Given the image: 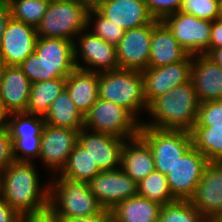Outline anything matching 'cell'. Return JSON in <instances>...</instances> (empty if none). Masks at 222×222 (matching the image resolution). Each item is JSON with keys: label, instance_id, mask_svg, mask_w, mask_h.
Segmentation results:
<instances>
[{"label": "cell", "instance_id": "cell-1", "mask_svg": "<svg viewBox=\"0 0 222 222\" xmlns=\"http://www.w3.org/2000/svg\"><path fill=\"white\" fill-rule=\"evenodd\" d=\"M34 164L14 161L0 173V195L19 215L49 208V185L40 188Z\"/></svg>", "mask_w": 222, "mask_h": 222}, {"label": "cell", "instance_id": "cell-2", "mask_svg": "<svg viewBox=\"0 0 222 222\" xmlns=\"http://www.w3.org/2000/svg\"><path fill=\"white\" fill-rule=\"evenodd\" d=\"M199 105L200 102L190 80L155 98L147 109L154 120L148 123L142 122L141 126L190 132L197 122Z\"/></svg>", "mask_w": 222, "mask_h": 222}, {"label": "cell", "instance_id": "cell-3", "mask_svg": "<svg viewBox=\"0 0 222 222\" xmlns=\"http://www.w3.org/2000/svg\"><path fill=\"white\" fill-rule=\"evenodd\" d=\"M58 176V180L53 177L49 182V208L59 219L88 217L104 210L88 182Z\"/></svg>", "mask_w": 222, "mask_h": 222}, {"label": "cell", "instance_id": "cell-4", "mask_svg": "<svg viewBox=\"0 0 222 222\" xmlns=\"http://www.w3.org/2000/svg\"><path fill=\"white\" fill-rule=\"evenodd\" d=\"M98 94L107 100L129 110L136 118L140 110L148 109L144 96V82L141 71L116 69L100 72Z\"/></svg>", "mask_w": 222, "mask_h": 222}, {"label": "cell", "instance_id": "cell-5", "mask_svg": "<svg viewBox=\"0 0 222 222\" xmlns=\"http://www.w3.org/2000/svg\"><path fill=\"white\" fill-rule=\"evenodd\" d=\"M88 12L74 0H51L46 13L36 27L38 37L75 41L87 29Z\"/></svg>", "mask_w": 222, "mask_h": 222}, {"label": "cell", "instance_id": "cell-6", "mask_svg": "<svg viewBox=\"0 0 222 222\" xmlns=\"http://www.w3.org/2000/svg\"><path fill=\"white\" fill-rule=\"evenodd\" d=\"M139 122L126 108L98 98L84 115L83 128L127 140L139 135L141 127Z\"/></svg>", "mask_w": 222, "mask_h": 222}, {"label": "cell", "instance_id": "cell-7", "mask_svg": "<svg viewBox=\"0 0 222 222\" xmlns=\"http://www.w3.org/2000/svg\"><path fill=\"white\" fill-rule=\"evenodd\" d=\"M139 136L149 145L152 151L155 171L164 175L192 146L191 134L185 130L141 126Z\"/></svg>", "mask_w": 222, "mask_h": 222}, {"label": "cell", "instance_id": "cell-8", "mask_svg": "<svg viewBox=\"0 0 222 222\" xmlns=\"http://www.w3.org/2000/svg\"><path fill=\"white\" fill-rule=\"evenodd\" d=\"M210 161L191 146L166 174L169 189L176 200L189 201Z\"/></svg>", "mask_w": 222, "mask_h": 222}, {"label": "cell", "instance_id": "cell-9", "mask_svg": "<svg viewBox=\"0 0 222 222\" xmlns=\"http://www.w3.org/2000/svg\"><path fill=\"white\" fill-rule=\"evenodd\" d=\"M162 22L191 56L203 54L209 48L212 21L178 11L166 16Z\"/></svg>", "mask_w": 222, "mask_h": 222}, {"label": "cell", "instance_id": "cell-10", "mask_svg": "<svg viewBox=\"0 0 222 222\" xmlns=\"http://www.w3.org/2000/svg\"><path fill=\"white\" fill-rule=\"evenodd\" d=\"M87 32L85 33L83 30L78 34L79 44L77 45L80 48L76 45L77 41H74L73 49L76 68L97 73L119 69L116 46L104 41L92 32ZM79 55L84 60V63H87V67L86 65H80L78 60Z\"/></svg>", "mask_w": 222, "mask_h": 222}, {"label": "cell", "instance_id": "cell-11", "mask_svg": "<svg viewBox=\"0 0 222 222\" xmlns=\"http://www.w3.org/2000/svg\"><path fill=\"white\" fill-rule=\"evenodd\" d=\"M158 22L154 19L150 24L125 31L116 45L120 69L142 71L148 68L153 27Z\"/></svg>", "mask_w": 222, "mask_h": 222}, {"label": "cell", "instance_id": "cell-12", "mask_svg": "<svg viewBox=\"0 0 222 222\" xmlns=\"http://www.w3.org/2000/svg\"><path fill=\"white\" fill-rule=\"evenodd\" d=\"M209 222L222 219V162H210L189 200Z\"/></svg>", "mask_w": 222, "mask_h": 222}, {"label": "cell", "instance_id": "cell-13", "mask_svg": "<svg viewBox=\"0 0 222 222\" xmlns=\"http://www.w3.org/2000/svg\"><path fill=\"white\" fill-rule=\"evenodd\" d=\"M80 130L45 124L41 133L40 154L45 167L60 172L78 143Z\"/></svg>", "mask_w": 222, "mask_h": 222}, {"label": "cell", "instance_id": "cell-14", "mask_svg": "<svg viewBox=\"0 0 222 222\" xmlns=\"http://www.w3.org/2000/svg\"><path fill=\"white\" fill-rule=\"evenodd\" d=\"M88 183L99 203L109 211L121 201L137 195V183L121 169L101 171Z\"/></svg>", "mask_w": 222, "mask_h": 222}, {"label": "cell", "instance_id": "cell-15", "mask_svg": "<svg viewBox=\"0 0 222 222\" xmlns=\"http://www.w3.org/2000/svg\"><path fill=\"white\" fill-rule=\"evenodd\" d=\"M37 39L35 27L10 18L0 44V61L6 66H19L34 53Z\"/></svg>", "mask_w": 222, "mask_h": 222}, {"label": "cell", "instance_id": "cell-16", "mask_svg": "<svg viewBox=\"0 0 222 222\" xmlns=\"http://www.w3.org/2000/svg\"><path fill=\"white\" fill-rule=\"evenodd\" d=\"M192 56L186 61L142 70L144 96L149 105L155 98L166 94L176 86L185 84L191 78Z\"/></svg>", "mask_w": 222, "mask_h": 222}, {"label": "cell", "instance_id": "cell-17", "mask_svg": "<svg viewBox=\"0 0 222 222\" xmlns=\"http://www.w3.org/2000/svg\"><path fill=\"white\" fill-rule=\"evenodd\" d=\"M74 41L38 37L35 53L47 65V81L66 78L75 68Z\"/></svg>", "mask_w": 222, "mask_h": 222}, {"label": "cell", "instance_id": "cell-18", "mask_svg": "<svg viewBox=\"0 0 222 222\" xmlns=\"http://www.w3.org/2000/svg\"><path fill=\"white\" fill-rule=\"evenodd\" d=\"M125 140L110 134L90 133L85 128L80 130L78 136V143L89 152L101 171L120 169Z\"/></svg>", "mask_w": 222, "mask_h": 222}, {"label": "cell", "instance_id": "cell-19", "mask_svg": "<svg viewBox=\"0 0 222 222\" xmlns=\"http://www.w3.org/2000/svg\"><path fill=\"white\" fill-rule=\"evenodd\" d=\"M190 80L200 103L222 99V68L206 55H192Z\"/></svg>", "mask_w": 222, "mask_h": 222}, {"label": "cell", "instance_id": "cell-20", "mask_svg": "<svg viewBox=\"0 0 222 222\" xmlns=\"http://www.w3.org/2000/svg\"><path fill=\"white\" fill-rule=\"evenodd\" d=\"M31 82L19 66H6L0 86V107L7 113H27Z\"/></svg>", "mask_w": 222, "mask_h": 222}, {"label": "cell", "instance_id": "cell-21", "mask_svg": "<svg viewBox=\"0 0 222 222\" xmlns=\"http://www.w3.org/2000/svg\"><path fill=\"white\" fill-rule=\"evenodd\" d=\"M98 11L125 31L154 20L143 0H107Z\"/></svg>", "mask_w": 222, "mask_h": 222}, {"label": "cell", "instance_id": "cell-22", "mask_svg": "<svg viewBox=\"0 0 222 222\" xmlns=\"http://www.w3.org/2000/svg\"><path fill=\"white\" fill-rule=\"evenodd\" d=\"M190 56L162 21L153 27L148 67L175 64L186 61Z\"/></svg>", "mask_w": 222, "mask_h": 222}, {"label": "cell", "instance_id": "cell-23", "mask_svg": "<svg viewBox=\"0 0 222 222\" xmlns=\"http://www.w3.org/2000/svg\"><path fill=\"white\" fill-rule=\"evenodd\" d=\"M120 169L137 184L155 170L152 151L139 135L125 140Z\"/></svg>", "mask_w": 222, "mask_h": 222}, {"label": "cell", "instance_id": "cell-24", "mask_svg": "<svg viewBox=\"0 0 222 222\" xmlns=\"http://www.w3.org/2000/svg\"><path fill=\"white\" fill-rule=\"evenodd\" d=\"M99 73L75 68L66 77V87L76 108L84 116L99 98Z\"/></svg>", "mask_w": 222, "mask_h": 222}, {"label": "cell", "instance_id": "cell-25", "mask_svg": "<svg viewBox=\"0 0 222 222\" xmlns=\"http://www.w3.org/2000/svg\"><path fill=\"white\" fill-rule=\"evenodd\" d=\"M162 205L139 196L121 201L111 212L112 222H159Z\"/></svg>", "mask_w": 222, "mask_h": 222}, {"label": "cell", "instance_id": "cell-26", "mask_svg": "<svg viewBox=\"0 0 222 222\" xmlns=\"http://www.w3.org/2000/svg\"><path fill=\"white\" fill-rule=\"evenodd\" d=\"M45 124L54 127L81 130L84 125V116L72 102L66 89L51 103L44 116Z\"/></svg>", "mask_w": 222, "mask_h": 222}, {"label": "cell", "instance_id": "cell-27", "mask_svg": "<svg viewBox=\"0 0 222 222\" xmlns=\"http://www.w3.org/2000/svg\"><path fill=\"white\" fill-rule=\"evenodd\" d=\"M66 87V78H58L31 84L27 113L45 116L51 103Z\"/></svg>", "mask_w": 222, "mask_h": 222}, {"label": "cell", "instance_id": "cell-28", "mask_svg": "<svg viewBox=\"0 0 222 222\" xmlns=\"http://www.w3.org/2000/svg\"><path fill=\"white\" fill-rule=\"evenodd\" d=\"M60 176L72 181L89 182L101 170L89 152L79 143L69 155L67 164L60 171Z\"/></svg>", "mask_w": 222, "mask_h": 222}, {"label": "cell", "instance_id": "cell-29", "mask_svg": "<svg viewBox=\"0 0 222 222\" xmlns=\"http://www.w3.org/2000/svg\"><path fill=\"white\" fill-rule=\"evenodd\" d=\"M192 146L210 162H222V129L193 126L190 131Z\"/></svg>", "mask_w": 222, "mask_h": 222}, {"label": "cell", "instance_id": "cell-30", "mask_svg": "<svg viewBox=\"0 0 222 222\" xmlns=\"http://www.w3.org/2000/svg\"><path fill=\"white\" fill-rule=\"evenodd\" d=\"M137 194L161 205L176 201L169 189L166 175L155 170L137 184Z\"/></svg>", "mask_w": 222, "mask_h": 222}, {"label": "cell", "instance_id": "cell-31", "mask_svg": "<svg viewBox=\"0 0 222 222\" xmlns=\"http://www.w3.org/2000/svg\"><path fill=\"white\" fill-rule=\"evenodd\" d=\"M44 125V117L40 115L26 112L8 114L7 129L11 138L41 137Z\"/></svg>", "mask_w": 222, "mask_h": 222}, {"label": "cell", "instance_id": "cell-32", "mask_svg": "<svg viewBox=\"0 0 222 222\" xmlns=\"http://www.w3.org/2000/svg\"><path fill=\"white\" fill-rule=\"evenodd\" d=\"M51 0H11V18L37 27L46 13Z\"/></svg>", "mask_w": 222, "mask_h": 222}, {"label": "cell", "instance_id": "cell-33", "mask_svg": "<svg viewBox=\"0 0 222 222\" xmlns=\"http://www.w3.org/2000/svg\"><path fill=\"white\" fill-rule=\"evenodd\" d=\"M159 222H209L187 200H176L162 205Z\"/></svg>", "mask_w": 222, "mask_h": 222}, {"label": "cell", "instance_id": "cell-34", "mask_svg": "<svg viewBox=\"0 0 222 222\" xmlns=\"http://www.w3.org/2000/svg\"><path fill=\"white\" fill-rule=\"evenodd\" d=\"M92 16H96L95 18H97L92 33L104 41L116 46L124 36L125 30L104 17L98 10L88 12L87 27L90 29V24L92 23L90 21H93Z\"/></svg>", "mask_w": 222, "mask_h": 222}, {"label": "cell", "instance_id": "cell-35", "mask_svg": "<svg viewBox=\"0 0 222 222\" xmlns=\"http://www.w3.org/2000/svg\"><path fill=\"white\" fill-rule=\"evenodd\" d=\"M179 11L209 21L222 17L220 0H182Z\"/></svg>", "mask_w": 222, "mask_h": 222}, {"label": "cell", "instance_id": "cell-36", "mask_svg": "<svg viewBox=\"0 0 222 222\" xmlns=\"http://www.w3.org/2000/svg\"><path fill=\"white\" fill-rule=\"evenodd\" d=\"M194 126L222 129V99L200 103L197 122Z\"/></svg>", "mask_w": 222, "mask_h": 222}, {"label": "cell", "instance_id": "cell-37", "mask_svg": "<svg viewBox=\"0 0 222 222\" xmlns=\"http://www.w3.org/2000/svg\"><path fill=\"white\" fill-rule=\"evenodd\" d=\"M11 139L13 141V156L15 161L31 162V159L39 158L41 137ZM19 152L22 155H19Z\"/></svg>", "mask_w": 222, "mask_h": 222}, {"label": "cell", "instance_id": "cell-38", "mask_svg": "<svg viewBox=\"0 0 222 222\" xmlns=\"http://www.w3.org/2000/svg\"><path fill=\"white\" fill-rule=\"evenodd\" d=\"M19 67L31 84L47 81V65L35 52L30 54Z\"/></svg>", "mask_w": 222, "mask_h": 222}, {"label": "cell", "instance_id": "cell-39", "mask_svg": "<svg viewBox=\"0 0 222 222\" xmlns=\"http://www.w3.org/2000/svg\"><path fill=\"white\" fill-rule=\"evenodd\" d=\"M155 20L162 21L166 16L180 10L182 0H143Z\"/></svg>", "mask_w": 222, "mask_h": 222}, {"label": "cell", "instance_id": "cell-40", "mask_svg": "<svg viewBox=\"0 0 222 222\" xmlns=\"http://www.w3.org/2000/svg\"><path fill=\"white\" fill-rule=\"evenodd\" d=\"M14 161L13 141L7 129L0 133V173Z\"/></svg>", "mask_w": 222, "mask_h": 222}, {"label": "cell", "instance_id": "cell-41", "mask_svg": "<svg viewBox=\"0 0 222 222\" xmlns=\"http://www.w3.org/2000/svg\"><path fill=\"white\" fill-rule=\"evenodd\" d=\"M18 222H61L56 214L47 208L38 213L20 214Z\"/></svg>", "mask_w": 222, "mask_h": 222}, {"label": "cell", "instance_id": "cell-42", "mask_svg": "<svg viewBox=\"0 0 222 222\" xmlns=\"http://www.w3.org/2000/svg\"><path fill=\"white\" fill-rule=\"evenodd\" d=\"M218 48H222V17L212 21L209 48L203 54Z\"/></svg>", "mask_w": 222, "mask_h": 222}, {"label": "cell", "instance_id": "cell-43", "mask_svg": "<svg viewBox=\"0 0 222 222\" xmlns=\"http://www.w3.org/2000/svg\"><path fill=\"white\" fill-rule=\"evenodd\" d=\"M61 222H112L111 212L104 209L101 213L88 217L59 219Z\"/></svg>", "mask_w": 222, "mask_h": 222}, {"label": "cell", "instance_id": "cell-44", "mask_svg": "<svg viewBox=\"0 0 222 222\" xmlns=\"http://www.w3.org/2000/svg\"><path fill=\"white\" fill-rule=\"evenodd\" d=\"M19 216L0 195V222H18Z\"/></svg>", "mask_w": 222, "mask_h": 222}, {"label": "cell", "instance_id": "cell-45", "mask_svg": "<svg viewBox=\"0 0 222 222\" xmlns=\"http://www.w3.org/2000/svg\"><path fill=\"white\" fill-rule=\"evenodd\" d=\"M11 18L9 6L0 5V44L6 25Z\"/></svg>", "mask_w": 222, "mask_h": 222}, {"label": "cell", "instance_id": "cell-46", "mask_svg": "<svg viewBox=\"0 0 222 222\" xmlns=\"http://www.w3.org/2000/svg\"><path fill=\"white\" fill-rule=\"evenodd\" d=\"M87 12L98 10L107 0H74Z\"/></svg>", "mask_w": 222, "mask_h": 222}, {"label": "cell", "instance_id": "cell-47", "mask_svg": "<svg viewBox=\"0 0 222 222\" xmlns=\"http://www.w3.org/2000/svg\"><path fill=\"white\" fill-rule=\"evenodd\" d=\"M206 56L222 68V48L212 49L206 54Z\"/></svg>", "mask_w": 222, "mask_h": 222}, {"label": "cell", "instance_id": "cell-48", "mask_svg": "<svg viewBox=\"0 0 222 222\" xmlns=\"http://www.w3.org/2000/svg\"><path fill=\"white\" fill-rule=\"evenodd\" d=\"M8 114L0 107V133L7 130Z\"/></svg>", "mask_w": 222, "mask_h": 222}, {"label": "cell", "instance_id": "cell-49", "mask_svg": "<svg viewBox=\"0 0 222 222\" xmlns=\"http://www.w3.org/2000/svg\"><path fill=\"white\" fill-rule=\"evenodd\" d=\"M3 71H4V64L0 61V86L2 81Z\"/></svg>", "mask_w": 222, "mask_h": 222}, {"label": "cell", "instance_id": "cell-50", "mask_svg": "<svg viewBox=\"0 0 222 222\" xmlns=\"http://www.w3.org/2000/svg\"><path fill=\"white\" fill-rule=\"evenodd\" d=\"M10 0H0V5H6L9 6Z\"/></svg>", "mask_w": 222, "mask_h": 222}, {"label": "cell", "instance_id": "cell-51", "mask_svg": "<svg viewBox=\"0 0 222 222\" xmlns=\"http://www.w3.org/2000/svg\"><path fill=\"white\" fill-rule=\"evenodd\" d=\"M220 4H221V16H222V0H220Z\"/></svg>", "mask_w": 222, "mask_h": 222}]
</instances>
